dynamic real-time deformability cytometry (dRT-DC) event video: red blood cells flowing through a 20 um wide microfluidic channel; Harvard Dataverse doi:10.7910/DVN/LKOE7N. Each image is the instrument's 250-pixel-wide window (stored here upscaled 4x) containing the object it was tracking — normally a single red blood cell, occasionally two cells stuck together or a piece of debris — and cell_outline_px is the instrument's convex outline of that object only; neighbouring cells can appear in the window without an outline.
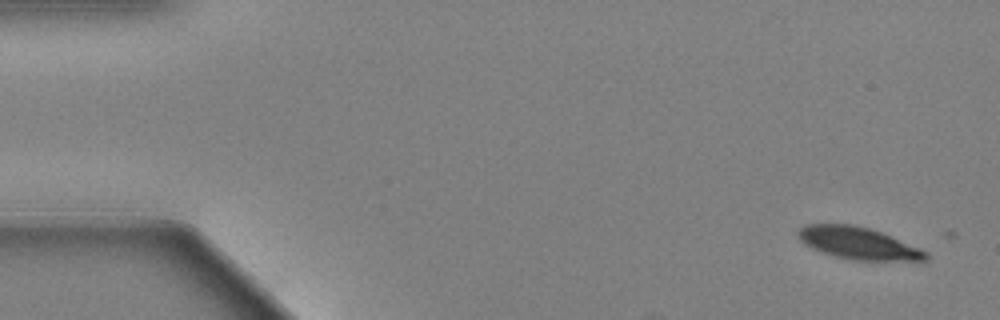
{"species": "Egyptian fruit bat (a non-hibernating species)", "species_latin": "Rousettus aegyptiacus", "temperature_condition": "warm", "stored_images_in_passage": 2, "camera_frame_rate_fps": 3000, "um_per_image_px": 0.085, "animal": {"sex": "female"}, "frame": {"image": 1, "passage_image": 1, "time_ms": 0.0, "image_size_px": [1000, 320], "cell_outline_px": [[928, 260], [852, 260], [832, 256], [812, 248], [804, 244], [800, 240], [796, 232], [800, 228], [808, 224], [852, 224], [868, 228], [880, 232], [920, 248], [928, 252]], "centroid_in_image_um": [72.92, 20.67], "position_along_channel_um": 12.1, "area_um2": 23.7}}